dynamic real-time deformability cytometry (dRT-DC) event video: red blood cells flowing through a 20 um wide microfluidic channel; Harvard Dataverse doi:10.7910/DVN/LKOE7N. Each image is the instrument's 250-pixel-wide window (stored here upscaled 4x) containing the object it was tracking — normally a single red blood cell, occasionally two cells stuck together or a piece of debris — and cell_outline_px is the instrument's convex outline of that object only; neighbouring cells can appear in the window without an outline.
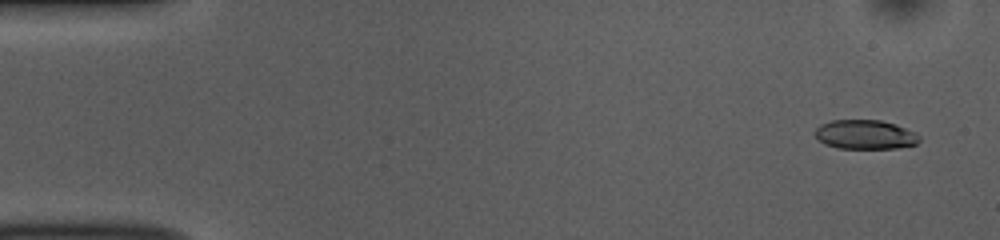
{"species": "common noctule bat (a hibernating species)", "species_latin": "Nyctalus noctula", "temperature_condition": "room temperature", "stored_images_in_passage": 54, "camera_frame_rate_fps": 3000, "um_per_image_px": 0.085, "animal": {"sex": "female", "body_mass_g": 10.0, "forearm_length_mm": 53.1}, "frame": {"image": 1, "passage_image": 3, "time_ms": 0.667, "image_size_px": [1000, 240], "cell_outline_px": [[920, 140], [916, 144], [896, 148], [840, 148], [824, 144], [812, 132], [820, 124], [832, 120], [880, 120], [896, 124], [920, 136]], "centroid_in_image_um": [73.5, 11.43], "position_along_channel_um": 11.5, "area_um2": 17.69}}
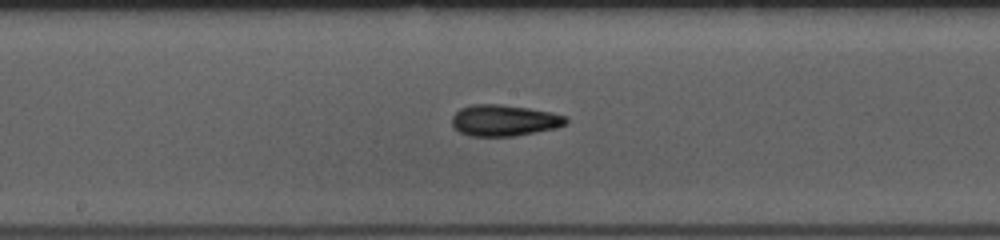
{"frame": {"image": 2, "passage_image": 28, "time_ms": 9.0, "image_size_px": [1000, 240], "cell_outline_px": [[568, 124], [556, 128], [512, 136], [468, 136], [452, 128], [452, 116], [460, 108], [472, 104], [500, 104], [528, 108], [552, 112], [568, 116]], "centroid_in_image_um": [42.85, 10.23], "position_along_channel_um": 205.3, "area_um2": 20.98}}
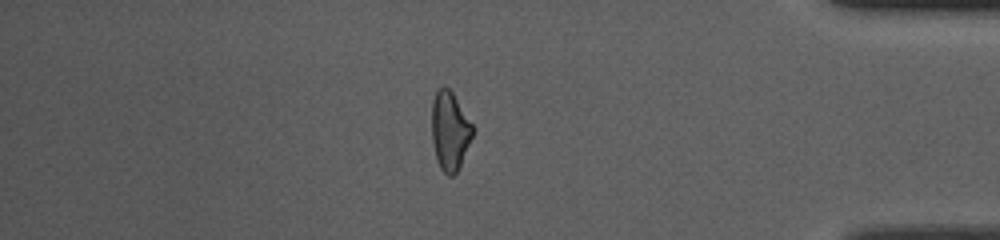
{"frame": {"image": 3, "passage_image": 46, "time_ms": 15.0, "image_size_px": [1000, 240], "cell_outline_px": [[472, 136], [460, 164], [456, 172], [452, 176], [448, 176], [440, 168], [436, 160], [432, 140], [432, 100], [436, 88], [444, 84], [452, 92], [472, 124]], "centroid_in_image_um": [38.19, 11.08], "position_along_channel_um": 397.0, "area_um2": 18.61}, "authors_computed_cell_mechanics": {"area_um2": 19.4497, "velocity_mm_per_s": 3.7369, "shape_relaxation_time_tau1_ms": 4.724, "shape_relaxation_time_tau2_ms": 1.9055, "deformation_change_tau1": 0.1683, "deformation_change_tau2": 0.0906}}